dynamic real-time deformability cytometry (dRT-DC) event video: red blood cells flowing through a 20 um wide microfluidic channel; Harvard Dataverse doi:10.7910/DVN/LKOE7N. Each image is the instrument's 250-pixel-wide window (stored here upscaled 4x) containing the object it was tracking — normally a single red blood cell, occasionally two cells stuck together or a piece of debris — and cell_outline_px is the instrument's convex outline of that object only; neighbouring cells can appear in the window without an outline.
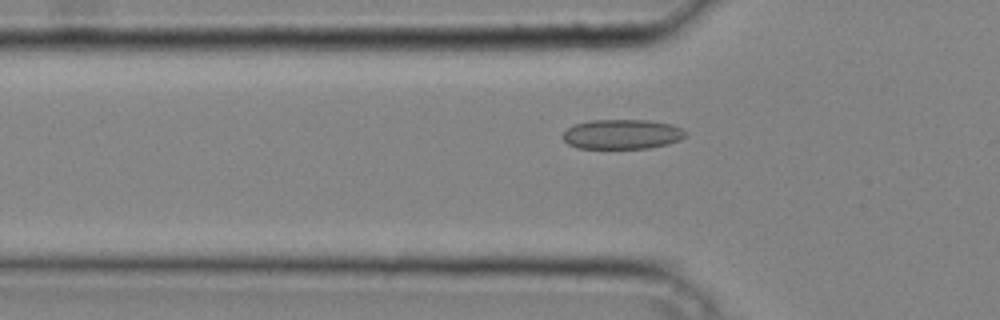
{"species": "common noctule bat (a hibernating species)", "species_latin": "Nyctalus noctula", "temperature_condition": "cold", "stored_images_in_passage": 26, "camera_frame_rate_fps": 3000, "um_per_image_px": 0.085, "animal": {"sex": "male", "body_mass_g": 20.4}, "frame": {"image": 1, "passage_image": 2, "time_ms": 0.333, "image_size_px": [1000, 320], "cell_outline_px": [[688, 132], [680, 140], [668, 144], [648, 148], [576, 148], [568, 144], [560, 136], [568, 128], [576, 124], [592, 120], [648, 120], [672, 124], [684, 128]], "centroid_in_image_um": [52.9, 11.41], "position_along_channel_um": 72.9, "area_um2": 21.39}}
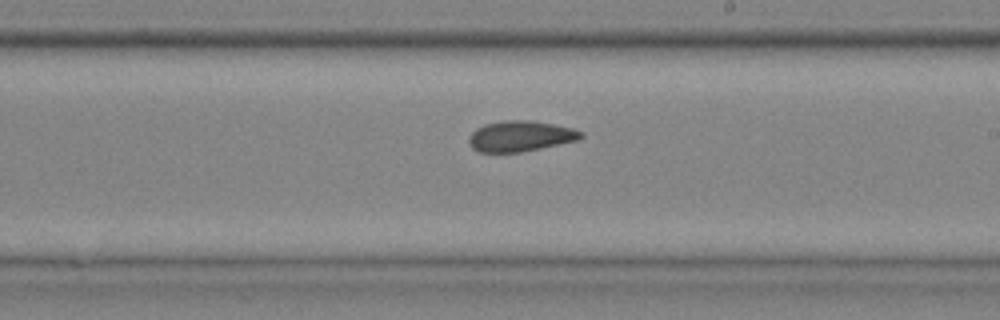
{"frame": {"image": 2, "passage_image": 13, "time_ms": 4.0, "image_size_px": [1000, 320], "cell_outline_px": [[584, 136], [576, 140], [540, 148], [520, 152], [480, 152], [472, 148], [468, 140], [472, 132], [476, 128], [484, 124], [504, 120], [528, 120], [552, 124], [572, 128], [584, 132]], "centroid_in_image_um": [44.21, 11.56], "position_along_channel_um": 244.8, "area_um2": 19.83}}
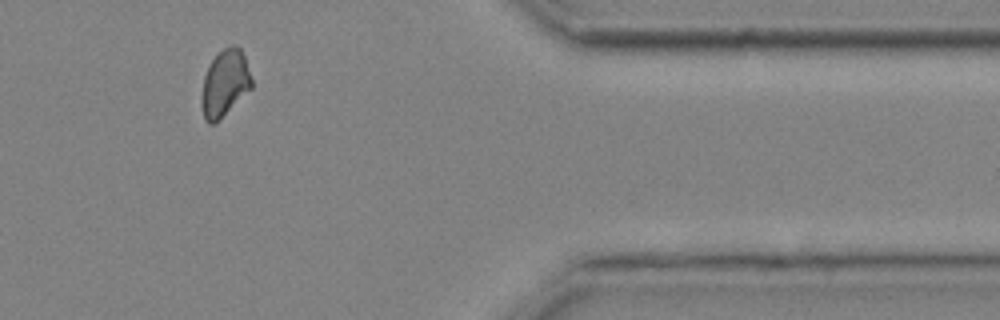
{"frame": {"image": 3, "passage_image": 24, "time_ms": 7.667, "image_size_px": [1000, 320], "cell_outline_px": [[252, 88], [216, 124], [208, 124], [204, 120], [200, 104], [204, 76], [212, 60], [224, 48], [232, 44], [236, 44], [240, 48], [244, 56], [252, 80]], "centroid_in_image_um": [19.1, 7.13], "position_along_channel_um": 392.3, "area_um2": 19.59}}